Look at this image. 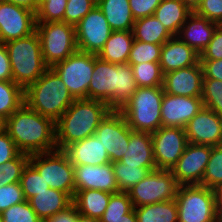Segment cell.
I'll return each instance as SVG.
<instances>
[{"label":"cell","mask_w":222,"mask_h":222,"mask_svg":"<svg viewBox=\"0 0 222 222\" xmlns=\"http://www.w3.org/2000/svg\"><path fill=\"white\" fill-rule=\"evenodd\" d=\"M132 69L137 87L163 86L164 74L159 62L133 64Z\"/></svg>","instance_id":"34"},{"label":"cell","mask_w":222,"mask_h":222,"mask_svg":"<svg viewBox=\"0 0 222 222\" xmlns=\"http://www.w3.org/2000/svg\"><path fill=\"white\" fill-rule=\"evenodd\" d=\"M200 63L203 68V78L222 81V59L200 60Z\"/></svg>","instance_id":"49"},{"label":"cell","mask_w":222,"mask_h":222,"mask_svg":"<svg viewBox=\"0 0 222 222\" xmlns=\"http://www.w3.org/2000/svg\"><path fill=\"white\" fill-rule=\"evenodd\" d=\"M88 98L105 102L119 111L137 90L130 64H113L95 54Z\"/></svg>","instance_id":"2"},{"label":"cell","mask_w":222,"mask_h":222,"mask_svg":"<svg viewBox=\"0 0 222 222\" xmlns=\"http://www.w3.org/2000/svg\"><path fill=\"white\" fill-rule=\"evenodd\" d=\"M74 100L60 76L51 67L24 90V103L55 122Z\"/></svg>","instance_id":"4"},{"label":"cell","mask_w":222,"mask_h":222,"mask_svg":"<svg viewBox=\"0 0 222 222\" xmlns=\"http://www.w3.org/2000/svg\"><path fill=\"white\" fill-rule=\"evenodd\" d=\"M216 222H222V209L217 212Z\"/></svg>","instance_id":"57"},{"label":"cell","mask_w":222,"mask_h":222,"mask_svg":"<svg viewBox=\"0 0 222 222\" xmlns=\"http://www.w3.org/2000/svg\"><path fill=\"white\" fill-rule=\"evenodd\" d=\"M199 62L200 54L177 36H173L162 45L159 64L163 74L187 68Z\"/></svg>","instance_id":"21"},{"label":"cell","mask_w":222,"mask_h":222,"mask_svg":"<svg viewBox=\"0 0 222 222\" xmlns=\"http://www.w3.org/2000/svg\"><path fill=\"white\" fill-rule=\"evenodd\" d=\"M111 195L101 190H78L75 192L72 203L78 213L100 219L108 206Z\"/></svg>","instance_id":"28"},{"label":"cell","mask_w":222,"mask_h":222,"mask_svg":"<svg viewBox=\"0 0 222 222\" xmlns=\"http://www.w3.org/2000/svg\"><path fill=\"white\" fill-rule=\"evenodd\" d=\"M112 166L119 191L121 192H128L134 185L143 180L150 171L157 169L132 167L120 161L113 162Z\"/></svg>","instance_id":"33"},{"label":"cell","mask_w":222,"mask_h":222,"mask_svg":"<svg viewBox=\"0 0 222 222\" xmlns=\"http://www.w3.org/2000/svg\"><path fill=\"white\" fill-rule=\"evenodd\" d=\"M163 86L138 87L119 110L133 131L153 133L162 127Z\"/></svg>","instance_id":"6"},{"label":"cell","mask_w":222,"mask_h":222,"mask_svg":"<svg viewBox=\"0 0 222 222\" xmlns=\"http://www.w3.org/2000/svg\"><path fill=\"white\" fill-rule=\"evenodd\" d=\"M180 185L171 170L156 169L134 185L128 194L134 207L174 200Z\"/></svg>","instance_id":"10"},{"label":"cell","mask_w":222,"mask_h":222,"mask_svg":"<svg viewBox=\"0 0 222 222\" xmlns=\"http://www.w3.org/2000/svg\"><path fill=\"white\" fill-rule=\"evenodd\" d=\"M194 12L211 22L222 25V0H202Z\"/></svg>","instance_id":"45"},{"label":"cell","mask_w":222,"mask_h":222,"mask_svg":"<svg viewBox=\"0 0 222 222\" xmlns=\"http://www.w3.org/2000/svg\"><path fill=\"white\" fill-rule=\"evenodd\" d=\"M127 149L120 162L132 167L156 168L151 133L131 130Z\"/></svg>","instance_id":"24"},{"label":"cell","mask_w":222,"mask_h":222,"mask_svg":"<svg viewBox=\"0 0 222 222\" xmlns=\"http://www.w3.org/2000/svg\"><path fill=\"white\" fill-rule=\"evenodd\" d=\"M162 45L134 40L127 63L160 62Z\"/></svg>","instance_id":"37"},{"label":"cell","mask_w":222,"mask_h":222,"mask_svg":"<svg viewBox=\"0 0 222 222\" xmlns=\"http://www.w3.org/2000/svg\"><path fill=\"white\" fill-rule=\"evenodd\" d=\"M132 32L134 40L160 45L173 37L155 15L135 20Z\"/></svg>","instance_id":"30"},{"label":"cell","mask_w":222,"mask_h":222,"mask_svg":"<svg viewBox=\"0 0 222 222\" xmlns=\"http://www.w3.org/2000/svg\"><path fill=\"white\" fill-rule=\"evenodd\" d=\"M76 222H101V220L98 219V218H93V217L85 216V215H82V214L79 213L77 215Z\"/></svg>","instance_id":"55"},{"label":"cell","mask_w":222,"mask_h":222,"mask_svg":"<svg viewBox=\"0 0 222 222\" xmlns=\"http://www.w3.org/2000/svg\"><path fill=\"white\" fill-rule=\"evenodd\" d=\"M219 59H222V25L216 28L213 38L200 54V60Z\"/></svg>","instance_id":"46"},{"label":"cell","mask_w":222,"mask_h":222,"mask_svg":"<svg viewBox=\"0 0 222 222\" xmlns=\"http://www.w3.org/2000/svg\"><path fill=\"white\" fill-rule=\"evenodd\" d=\"M114 222H138V221H137L136 213L133 209L130 213L123 215V218L118 219L117 221H114Z\"/></svg>","instance_id":"54"},{"label":"cell","mask_w":222,"mask_h":222,"mask_svg":"<svg viewBox=\"0 0 222 222\" xmlns=\"http://www.w3.org/2000/svg\"><path fill=\"white\" fill-rule=\"evenodd\" d=\"M185 5H187L192 11H194L197 6L202 2V0H181Z\"/></svg>","instance_id":"56"},{"label":"cell","mask_w":222,"mask_h":222,"mask_svg":"<svg viewBox=\"0 0 222 222\" xmlns=\"http://www.w3.org/2000/svg\"><path fill=\"white\" fill-rule=\"evenodd\" d=\"M92 1L95 5H98V3L100 2V0H90Z\"/></svg>","instance_id":"59"},{"label":"cell","mask_w":222,"mask_h":222,"mask_svg":"<svg viewBox=\"0 0 222 222\" xmlns=\"http://www.w3.org/2000/svg\"><path fill=\"white\" fill-rule=\"evenodd\" d=\"M203 107L201 97L177 96L164 92L161 104L162 126L185 128Z\"/></svg>","instance_id":"18"},{"label":"cell","mask_w":222,"mask_h":222,"mask_svg":"<svg viewBox=\"0 0 222 222\" xmlns=\"http://www.w3.org/2000/svg\"><path fill=\"white\" fill-rule=\"evenodd\" d=\"M29 163L42 175L50 188L75 195L74 166L63 150L30 155Z\"/></svg>","instance_id":"8"},{"label":"cell","mask_w":222,"mask_h":222,"mask_svg":"<svg viewBox=\"0 0 222 222\" xmlns=\"http://www.w3.org/2000/svg\"><path fill=\"white\" fill-rule=\"evenodd\" d=\"M45 64L52 67L78 50L75 26L64 21L36 22Z\"/></svg>","instance_id":"7"},{"label":"cell","mask_w":222,"mask_h":222,"mask_svg":"<svg viewBox=\"0 0 222 222\" xmlns=\"http://www.w3.org/2000/svg\"><path fill=\"white\" fill-rule=\"evenodd\" d=\"M111 111L105 102L89 98L75 99L55 122L57 149L63 150L73 142L94 135Z\"/></svg>","instance_id":"3"},{"label":"cell","mask_w":222,"mask_h":222,"mask_svg":"<svg viewBox=\"0 0 222 222\" xmlns=\"http://www.w3.org/2000/svg\"><path fill=\"white\" fill-rule=\"evenodd\" d=\"M24 104V89L13 81L0 80V119L5 121Z\"/></svg>","instance_id":"32"},{"label":"cell","mask_w":222,"mask_h":222,"mask_svg":"<svg viewBox=\"0 0 222 222\" xmlns=\"http://www.w3.org/2000/svg\"><path fill=\"white\" fill-rule=\"evenodd\" d=\"M95 54L75 51L51 68L60 76L75 99L88 98V87L94 70Z\"/></svg>","instance_id":"11"},{"label":"cell","mask_w":222,"mask_h":222,"mask_svg":"<svg viewBox=\"0 0 222 222\" xmlns=\"http://www.w3.org/2000/svg\"><path fill=\"white\" fill-rule=\"evenodd\" d=\"M30 155L20 153L16 158L0 165V187L20 182L23 169Z\"/></svg>","instance_id":"40"},{"label":"cell","mask_w":222,"mask_h":222,"mask_svg":"<svg viewBox=\"0 0 222 222\" xmlns=\"http://www.w3.org/2000/svg\"><path fill=\"white\" fill-rule=\"evenodd\" d=\"M3 127H4V121H2V120L0 119V131L3 129Z\"/></svg>","instance_id":"58"},{"label":"cell","mask_w":222,"mask_h":222,"mask_svg":"<svg viewBox=\"0 0 222 222\" xmlns=\"http://www.w3.org/2000/svg\"><path fill=\"white\" fill-rule=\"evenodd\" d=\"M212 190L214 193L216 211L218 212L222 209V185H219Z\"/></svg>","instance_id":"53"},{"label":"cell","mask_w":222,"mask_h":222,"mask_svg":"<svg viewBox=\"0 0 222 222\" xmlns=\"http://www.w3.org/2000/svg\"><path fill=\"white\" fill-rule=\"evenodd\" d=\"M200 185L210 189L222 185V145L212 147Z\"/></svg>","instance_id":"36"},{"label":"cell","mask_w":222,"mask_h":222,"mask_svg":"<svg viewBox=\"0 0 222 222\" xmlns=\"http://www.w3.org/2000/svg\"><path fill=\"white\" fill-rule=\"evenodd\" d=\"M203 68L196 65L173 70L164 74L163 90L177 96L202 97Z\"/></svg>","instance_id":"20"},{"label":"cell","mask_w":222,"mask_h":222,"mask_svg":"<svg viewBox=\"0 0 222 222\" xmlns=\"http://www.w3.org/2000/svg\"><path fill=\"white\" fill-rule=\"evenodd\" d=\"M138 222H178L176 200L134 207Z\"/></svg>","instance_id":"31"},{"label":"cell","mask_w":222,"mask_h":222,"mask_svg":"<svg viewBox=\"0 0 222 222\" xmlns=\"http://www.w3.org/2000/svg\"><path fill=\"white\" fill-rule=\"evenodd\" d=\"M178 222H216L213 190L203 185H181L175 197Z\"/></svg>","instance_id":"9"},{"label":"cell","mask_w":222,"mask_h":222,"mask_svg":"<svg viewBox=\"0 0 222 222\" xmlns=\"http://www.w3.org/2000/svg\"><path fill=\"white\" fill-rule=\"evenodd\" d=\"M9 3H13L18 6L25 7L31 11H34L36 13L40 0H3Z\"/></svg>","instance_id":"52"},{"label":"cell","mask_w":222,"mask_h":222,"mask_svg":"<svg viewBox=\"0 0 222 222\" xmlns=\"http://www.w3.org/2000/svg\"><path fill=\"white\" fill-rule=\"evenodd\" d=\"M219 24L197 15L194 11L180 28L177 37L198 54L208 46Z\"/></svg>","instance_id":"22"},{"label":"cell","mask_w":222,"mask_h":222,"mask_svg":"<svg viewBox=\"0 0 222 222\" xmlns=\"http://www.w3.org/2000/svg\"><path fill=\"white\" fill-rule=\"evenodd\" d=\"M20 184L26 200H29L37 193L50 188L49 184L45 182L42 175H40L29 162L23 169Z\"/></svg>","instance_id":"39"},{"label":"cell","mask_w":222,"mask_h":222,"mask_svg":"<svg viewBox=\"0 0 222 222\" xmlns=\"http://www.w3.org/2000/svg\"><path fill=\"white\" fill-rule=\"evenodd\" d=\"M11 62L13 82L24 90L49 68L43 59L38 33L4 43Z\"/></svg>","instance_id":"5"},{"label":"cell","mask_w":222,"mask_h":222,"mask_svg":"<svg viewBox=\"0 0 222 222\" xmlns=\"http://www.w3.org/2000/svg\"><path fill=\"white\" fill-rule=\"evenodd\" d=\"M0 80L13 81L11 62L4 43L0 42Z\"/></svg>","instance_id":"50"},{"label":"cell","mask_w":222,"mask_h":222,"mask_svg":"<svg viewBox=\"0 0 222 222\" xmlns=\"http://www.w3.org/2000/svg\"><path fill=\"white\" fill-rule=\"evenodd\" d=\"M78 211L72 203L68 208L58 212L53 217L46 219L44 222H76Z\"/></svg>","instance_id":"51"},{"label":"cell","mask_w":222,"mask_h":222,"mask_svg":"<svg viewBox=\"0 0 222 222\" xmlns=\"http://www.w3.org/2000/svg\"><path fill=\"white\" fill-rule=\"evenodd\" d=\"M162 0H129L132 16L135 20L154 15Z\"/></svg>","instance_id":"47"},{"label":"cell","mask_w":222,"mask_h":222,"mask_svg":"<svg viewBox=\"0 0 222 222\" xmlns=\"http://www.w3.org/2000/svg\"><path fill=\"white\" fill-rule=\"evenodd\" d=\"M63 151L73 166L103 165L111 162L105 147L95 135L73 142Z\"/></svg>","instance_id":"23"},{"label":"cell","mask_w":222,"mask_h":222,"mask_svg":"<svg viewBox=\"0 0 222 222\" xmlns=\"http://www.w3.org/2000/svg\"><path fill=\"white\" fill-rule=\"evenodd\" d=\"M20 153L13 139L2 129L0 131V165L16 158Z\"/></svg>","instance_id":"48"},{"label":"cell","mask_w":222,"mask_h":222,"mask_svg":"<svg viewBox=\"0 0 222 222\" xmlns=\"http://www.w3.org/2000/svg\"><path fill=\"white\" fill-rule=\"evenodd\" d=\"M97 6L113 31L133 29L135 19L131 13L129 0H100Z\"/></svg>","instance_id":"29"},{"label":"cell","mask_w":222,"mask_h":222,"mask_svg":"<svg viewBox=\"0 0 222 222\" xmlns=\"http://www.w3.org/2000/svg\"><path fill=\"white\" fill-rule=\"evenodd\" d=\"M0 216L3 222H43L32 209L28 200L10 206Z\"/></svg>","instance_id":"42"},{"label":"cell","mask_w":222,"mask_h":222,"mask_svg":"<svg viewBox=\"0 0 222 222\" xmlns=\"http://www.w3.org/2000/svg\"><path fill=\"white\" fill-rule=\"evenodd\" d=\"M25 200L20 182L0 187V214L10 206L22 203Z\"/></svg>","instance_id":"44"},{"label":"cell","mask_w":222,"mask_h":222,"mask_svg":"<svg viewBox=\"0 0 222 222\" xmlns=\"http://www.w3.org/2000/svg\"><path fill=\"white\" fill-rule=\"evenodd\" d=\"M134 209L128 192H118L111 195L107 208L101 222H114L123 218V215L130 213Z\"/></svg>","instance_id":"35"},{"label":"cell","mask_w":222,"mask_h":222,"mask_svg":"<svg viewBox=\"0 0 222 222\" xmlns=\"http://www.w3.org/2000/svg\"><path fill=\"white\" fill-rule=\"evenodd\" d=\"M133 42L132 30L113 31L97 56L113 64H127Z\"/></svg>","instance_id":"26"},{"label":"cell","mask_w":222,"mask_h":222,"mask_svg":"<svg viewBox=\"0 0 222 222\" xmlns=\"http://www.w3.org/2000/svg\"><path fill=\"white\" fill-rule=\"evenodd\" d=\"M192 12L181 0H162L154 15L172 36H177Z\"/></svg>","instance_id":"27"},{"label":"cell","mask_w":222,"mask_h":222,"mask_svg":"<svg viewBox=\"0 0 222 222\" xmlns=\"http://www.w3.org/2000/svg\"><path fill=\"white\" fill-rule=\"evenodd\" d=\"M131 130L125 117L117 110H112L97 127L94 135L105 147L112 163L120 161L128 150Z\"/></svg>","instance_id":"14"},{"label":"cell","mask_w":222,"mask_h":222,"mask_svg":"<svg viewBox=\"0 0 222 222\" xmlns=\"http://www.w3.org/2000/svg\"><path fill=\"white\" fill-rule=\"evenodd\" d=\"M112 32L101 9L95 5L75 26L78 50L97 55Z\"/></svg>","instance_id":"13"},{"label":"cell","mask_w":222,"mask_h":222,"mask_svg":"<svg viewBox=\"0 0 222 222\" xmlns=\"http://www.w3.org/2000/svg\"><path fill=\"white\" fill-rule=\"evenodd\" d=\"M187 141L192 144L222 145V117L203 107L185 127Z\"/></svg>","instance_id":"17"},{"label":"cell","mask_w":222,"mask_h":222,"mask_svg":"<svg viewBox=\"0 0 222 222\" xmlns=\"http://www.w3.org/2000/svg\"><path fill=\"white\" fill-rule=\"evenodd\" d=\"M3 129L21 153L33 155L57 149L55 121L25 103L4 121Z\"/></svg>","instance_id":"1"},{"label":"cell","mask_w":222,"mask_h":222,"mask_svg":"<svg viewBox=\"0 0 222 222\" xmlns=\"http://www.w3.org/2000/svg\"><path fill=\"white\" fill-rule=\"evenodd\" d=\"M94 7L90 0H67L64 22L76 26Z\"/></svg>","instance_id":"43"},{"label":"cell","mask_w":222,"mask_h":222,"mask_svg":"<svg viewBox=\"0 0 222 222\" xmlns=\"http://www.w3.org/2000/svg\"><path fill=\"white\" fill-rule=\"evenodd\" d=\"M212 146L189 143L178 162L172 167V175L181 185H200Z\"/></svg>","instance_id":"16"},{"label":"cell","mask_w":222,"mask_h":222,"mask_svg":"<svg viewBox=\"0 0 222 222\" xmlns=\"http://www.w3.org/2000/svg\"><path fill=\"white\" fill-rule=\"evenodd\" d=\"M201 99L205 108L222 117V81L203 78Z\"/></svg>","instance_id":"38"},{"label":"cell","mask_w":222,"mask_h":222,"mask_svg":"<svg viewBox=\"0 0 222 222\" xmlns=\"http://www.w3.org/2000/svg\"><path fill=\"white\" fill-rule=\"evenodd\" d=\"M36 31V14L25 7L0 0V42L27 37Z\"/></svg>","instance_id":"15"},{"label":"cell","mask_w":222,"mask_h":222,"mask_svg":"<svg viewBox=\"0 0 222 222\" xmlns=\"http://www.w3.org/2000/svg\"><path fill=\"white\" fill-rule=\"evenodd\" d=\"M151 135L156 168L171 170L188 144L185 128L162 126Z\"/></svg>","instance_id":"12"},{"label":"cell","mask_w":222,"mask_h":222,"mask_svg":"<svg viewBox=\"0 0 222 222\" xmlns=\"http://www.w3.org/2000/svg\"><path fill=\"white\" fill-rule=\"evenodd\" d=\"M75 192L78 190H101L111 194L119 188L114 175L112 162L103 165L74 166Z\"/></svg>","instance_id":"19"},{"label":"cell","mask_w":222,"mask_h":222,"mask_svg":"<svg viewBox=\"0 0 222 222\" xmlns=\"http://www.w3.org/2000/svg\"><path fill=\"white\" fill-rule=\"evenodd\" d=\"M67 0H40L36 22L64 21Z\"/></svg>","instance_id":"41"},{"label":"cell","mask_w":222,"mask_h":222,"mask_svg":"<svg viewBox=\"0 0 222 222\" xmlns=\"http://www.w3.org/2000/svg\"><path fill=\"white\" fill-rule=\"evenodd\" d=\"M28 202L44 222L46 219L68 208L72 204V198L63 191L48 188L31 197Z\"/></svg>","instance_id":"25"}]
</instances>
